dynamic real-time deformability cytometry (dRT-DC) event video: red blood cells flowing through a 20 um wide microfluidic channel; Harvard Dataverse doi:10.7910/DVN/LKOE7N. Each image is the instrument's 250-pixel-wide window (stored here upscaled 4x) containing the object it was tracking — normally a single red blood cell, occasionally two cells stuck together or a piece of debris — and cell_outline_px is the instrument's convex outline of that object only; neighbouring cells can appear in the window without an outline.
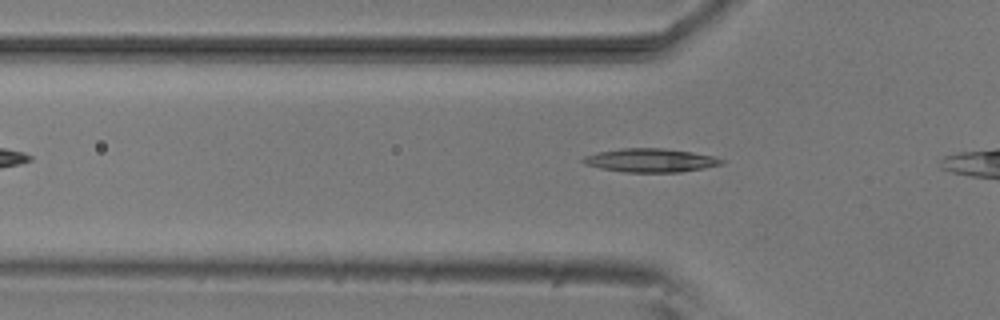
{"species": "common noctule bat (a hibernating species)", "species_latin": "Nyctalus noctula", "temperature_condition": "room temperature", "stored_images_in_passage": 33, "camera_frame_rate_fps": 3000, "um_per_image_px": 0.085, "animal": {"sex": "male", "body_mass_g": 20.5, "forearm_length_mm": 52.5}, "frame": {"image": 1, "passage_image": 5, "time_ms": 1.333, "image_size_px": [1000, 320], "cell_outline_px": [[724, 164], [704, 168], [680, 172], [624, 172], [600, 168], [584, 164], [580, 160], [584, 156], [596, 152], [620, 148], [664, 148], [692, 152], [716, 156], [724, 160]], "centroid_in_image_um": [55.29, 13.62], "position_along_channel_um": 70.5, "area_um2": 19.25}}
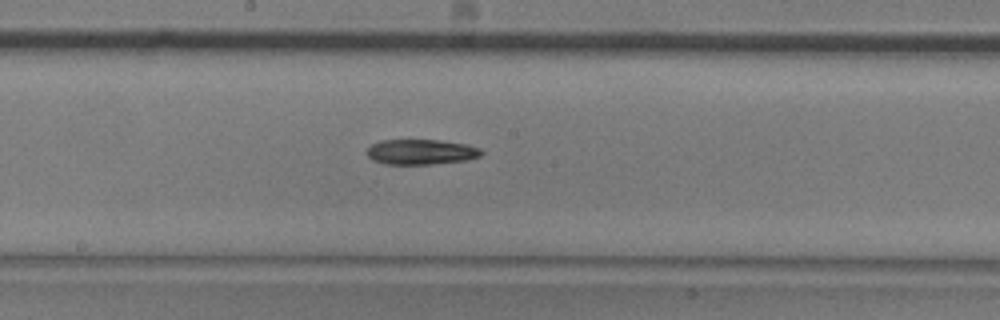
{"frame": {"image": 2, "passage_image": 16, "time_ms": 5.0, "image_size_px": [1000, 320], "cell_outline_px": [[484, 152], [480, 156], [468, 160], [432, 164], [384, 164], [372, 160], [364, 152], [372, 144], [380, 140], [440, 140], [468, 144], [480, 148]], "centroid_in_image_um": [35.79, 12.91], "position_along_channel_um": 212.4, "area_um2": 17.05}}
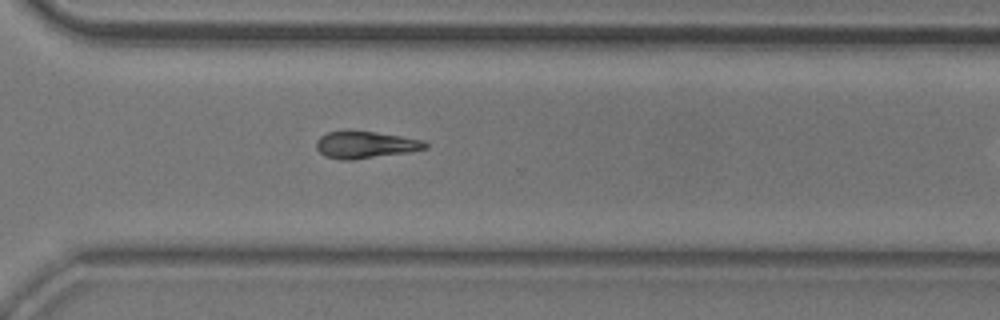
{"frame": {"image": 3, "passage_image": 26, "time_ms": 8.333, "image_size_px": [1000, 320], "cell_outline_px": [[428, 148], [408, 152], [352, 160], [340, 160], [324, 156], [316, 148], [316, 140], [320, 136], [328, 132], [376, 132], [424, 140], [428, 144]], "centroid_in_image_um": [31.06, 12.32], "position_along_channel_um": 339.5, "area_um2": 16.94}}